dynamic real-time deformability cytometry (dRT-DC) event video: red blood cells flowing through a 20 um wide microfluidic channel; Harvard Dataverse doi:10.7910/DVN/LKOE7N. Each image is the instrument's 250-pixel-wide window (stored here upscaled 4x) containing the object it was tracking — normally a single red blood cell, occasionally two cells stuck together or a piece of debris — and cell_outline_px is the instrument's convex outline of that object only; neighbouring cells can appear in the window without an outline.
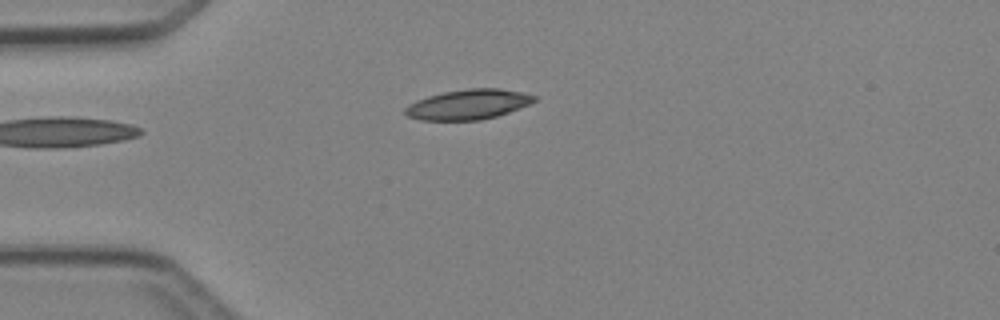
{"species": "Egyptian fruit bat (a non-hibernating species)", "species_latin": "Rousettus aegyptiacus", "temperature_condition": "cold", "stored_images_in_passage": 2, "camera_frame_rate_fps": 3000, "um_per_image_px": 0.085, "animal": {"sex": "female"}, "frame": {"image": 1, "passage_image": 1, "time_ms": 0.0, "image_size_px": [1000, 320], "cell_outline_px": [[536, 100], [528, 104], [508, 112], [496, 116], [480, 120], [420, 120], [408, 116], [404, 112], [404, 108], [408, 104], [416, 100], [428, 96], [444, 92], [468, 88], [500, 88], [524, 92], [536, 96]], "centroid_in_image_um": [39.78, 8.87], "position_along_channel_um": 45.2, "area_um2": 22.54}}